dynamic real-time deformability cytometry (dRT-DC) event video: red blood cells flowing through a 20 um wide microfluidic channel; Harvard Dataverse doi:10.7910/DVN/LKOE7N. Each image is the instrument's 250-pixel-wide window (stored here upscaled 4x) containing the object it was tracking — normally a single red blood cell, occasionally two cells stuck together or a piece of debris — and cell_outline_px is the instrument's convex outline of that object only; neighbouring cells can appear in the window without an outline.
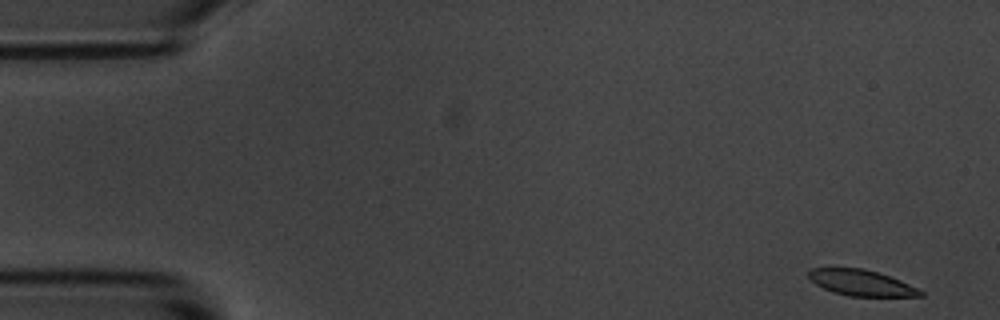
{"species": "common noctule bat (a hibernating species)", "species_latin": "Nyctalus noctula", "temperature_condition": "room temperature", "stored_images_in_passage": 6, "camera_frame_rate_fps": 3000, "um_per_image_px": 0.085, "animal": {"sex": "male", "body_mass_g": 20.1, "forearm_length_mm": 53.5}, "frame": {"image": 1, "passage_image": 1, "time_ms": 0.0, "image_size_px": [1000, 320], "cell_outline_px": [[924, 296], [848, 296], [832, 292], [816, 284], [808, 276], [808, 272], [812, 268], [864, 268], [900, 280], [924, 292]], "centroid_in_image_um": [73.19, 24.04], "position_along_channel_um": 11.8, "area_um2": 16.65}}
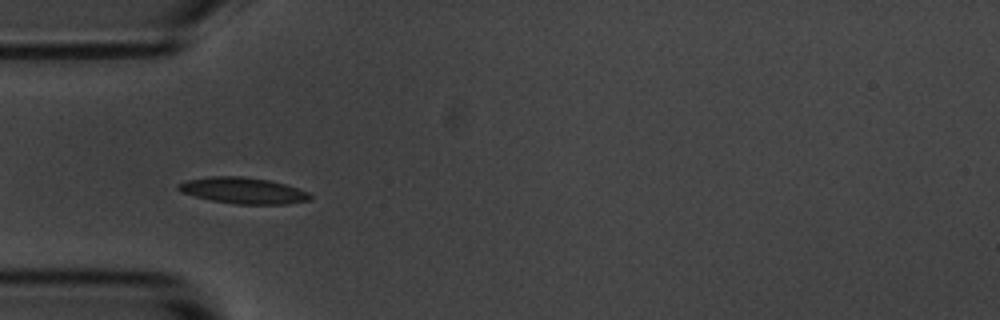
{"frame": {"image": 2, "passage_image": 5, "time_ms": 4.667, "image_size_px": [1000, 320], "cell_outline_px": [[312, 196], [308, 200], [284, 204], [236, 204], [212, 200], [180, 192], [176, 188], [176, 184], [188, 180], [212, 176], [244, 176], [268, 180], [284, 184], [308, 192]], "centroid_in_image_um": [20.63, 16.19], "position_along_channel_um": 64.4, "area_um2": 19.88}}